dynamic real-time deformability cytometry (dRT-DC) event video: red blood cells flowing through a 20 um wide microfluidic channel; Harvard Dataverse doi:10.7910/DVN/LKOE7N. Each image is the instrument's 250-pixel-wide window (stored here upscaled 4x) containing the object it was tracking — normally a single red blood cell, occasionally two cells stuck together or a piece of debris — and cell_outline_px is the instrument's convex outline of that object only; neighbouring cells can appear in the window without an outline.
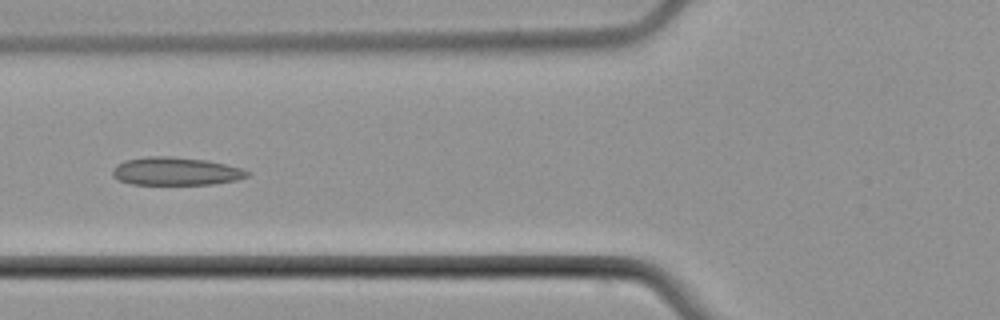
{"species": "common noctule bat (a hibernating species)", "species_latin": "Nyctalus noctula", "temperature_condition": "cold", "stored_images_in_passage": 6, "camera_frame_rate_fps": 3000, "um_per_image_px": 0.085, "animal": {"sex": "male", "body_mass_g": 21.5, "forearm_length_mm": 52.0}, "frame": {"image": 1, "passage_image": 6, "time_ms": 6.333, "image_size_px": [1000, 320], "cell_outline_px": [[248, 176], [236, 180], [212, 184], [132, 184], [116, 180], [112, 176], [112, 168], [116, 164], [124, 160], [148, 156], [172, 156], [208, 160], [240, 168], [248, 172]], "centroid_in_image_um": [14.86, 14.55], "position_along_channel_um": 110.9, "area_um2": 22.08}}